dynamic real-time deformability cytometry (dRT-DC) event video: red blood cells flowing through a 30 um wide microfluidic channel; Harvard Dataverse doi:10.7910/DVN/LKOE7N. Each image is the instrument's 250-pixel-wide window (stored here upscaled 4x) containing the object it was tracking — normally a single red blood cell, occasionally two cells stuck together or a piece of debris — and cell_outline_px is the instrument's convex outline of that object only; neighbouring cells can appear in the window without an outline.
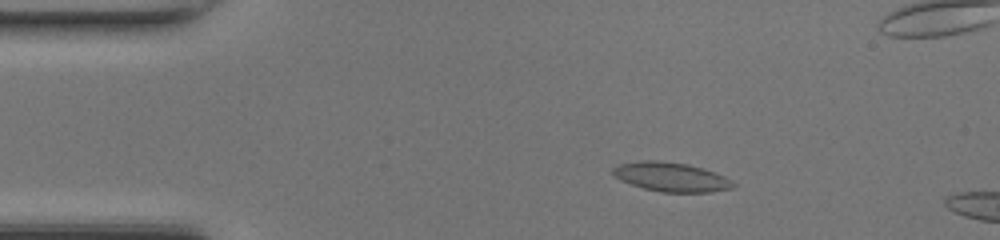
{"species": "common noctule bat (a hibernating species)", "species_latin": "Nyctalus noctula", "temperature_condition": "room temperature", "stored_images_in_passage": 47, "camera_frame_rate_fps": 3000, "um_per_image_px": 0.085, "animal": {"sex": "female", "body_mass_g": 17.0, "forearm_length_mm": 48.0}, "frame": {"image": 1, "passage_image": 8, "time_ms": 2.333, "image_size_px": [1000, 240], "cell_outline_px": [[736, 184], [732, 188], [712, 192], [660, 192], [644, 188], [620, 180], [612, 172], [612, 168], [620, 164], [640, 160], [656, 160], [688, 164], [716, 172], [732, 180]], "centroid_in_image_um": [57.07, 15.04], "position_along_channel_um": 27.9, "area_um2": 20.46}}
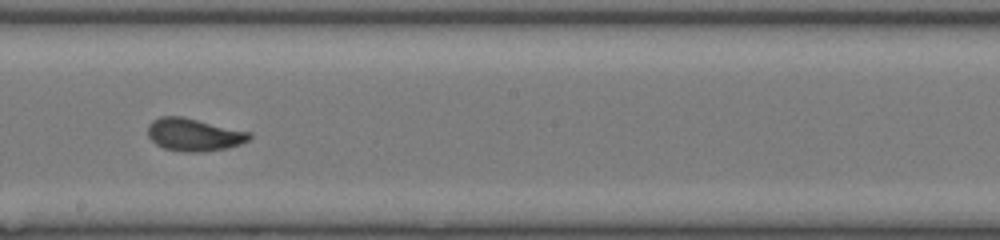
{"frame": {"image": 2, "passage_image": 26, "time_ms": 8.333, "image_size_px": [1000, 240], "cell_outline_px": [[252, 136], [248, 140], [240, 144], [224, 148], [204, 152], [184, 152], [164, 148], [156, 144], [148, 136], [148, 124], [152, 120], [160, 116], [184, 116], [252, 132]], "centroid_in_image_um": [16.48, 11.43], "position_along_channel_um": 231.7, "area_um2": 19.54}}
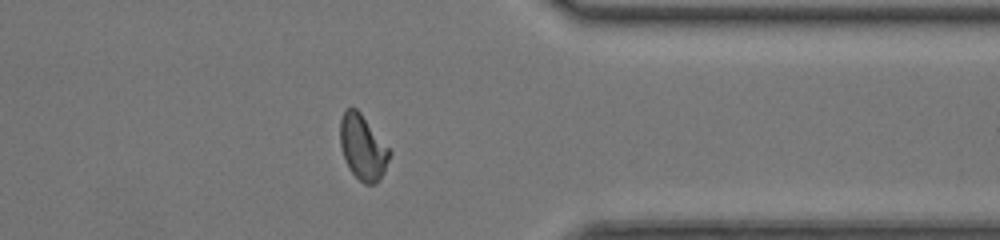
{"frame": {"image": 3, "passage_image": 37, "time_ms": 12.0, "image_size_px": [1000, 240], "cell_outline_px": [[392, 152], [384, 172], [380, 180], [376, 184], [364, 184], [348, 168], [340, 144], [340, 120], [344, 112], [348, 108], [356, 108], [360, 112]], "centroid_in_image_um": [30.84, 12.55], "position_along_channel_um": 380.6, "area_um2": 18.55}, "authors_computed_cell_mechanics": {"area_um2": 19.3052, "velocity_mm_per_s": 4.3662, "shape_relaxation_time_tau1_ms": 6.0787, "shape_relaxation_time_tau2_ms": 0.8023, "deformation_change_tau1": 0.1879, "deformation_change_tau2": 0.0663}}